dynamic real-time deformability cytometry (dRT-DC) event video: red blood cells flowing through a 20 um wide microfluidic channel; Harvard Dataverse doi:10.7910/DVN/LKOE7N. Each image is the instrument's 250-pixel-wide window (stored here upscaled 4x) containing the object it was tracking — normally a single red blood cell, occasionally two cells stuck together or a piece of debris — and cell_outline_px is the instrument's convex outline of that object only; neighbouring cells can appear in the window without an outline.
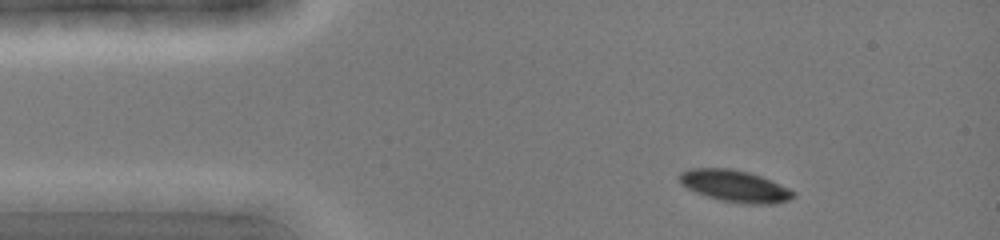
{"species": "common noctule bat (a hibernating species)", "species_latin": "Nyctalus noctula", "temperature_condition": "cold", "stored_images_in_passage": 38, "camera_frame_rate_fps": 3000, "um_per_image_px": 0.085, "animal": {"sex": "female", "body_mass_g": 19.0, "forearm_length_mm": 51.5}, "frame": {"image": 1, "passage_image": 4, "time_ms": 1.0, "image_size_px": [1000, 240], "cell_outline_px": [[796, 196], [788, 200], [776, 204], [744, 204], [720, 200], [696, 192], [688, 188], [680, 180], [680, 172], [692, 168], [728, 168], [748, 172], [760, 176], [788, 188], [796, 192]], "centroid_in_image_um": [62.5, 15.82], "position_along_channel_um": 22.5, "area_um2": 20.87}}
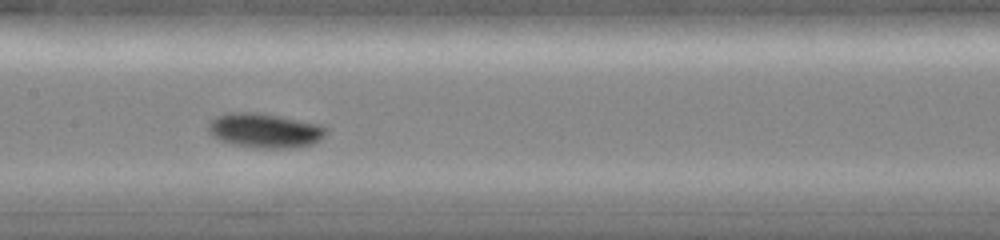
{"frame": {"image": 2, "passage_image": 19, "time_ms": 6.0, "image_size_px": [1000, 240], "cell_outline_px": [[328, 132], [320, 140], [312, 144], [292, 148], [260, 148], [232, 144], [220, 140], [212, 136], [208, 132], [208, 124], [216, 116], [228, 112], [256, 112], [280, 116], [320, 124], [328, 128]], "centroid_in_image_um": [22.52, 11.09], "position_along_channel_um": 184.9, "area_um2": 23.87}}
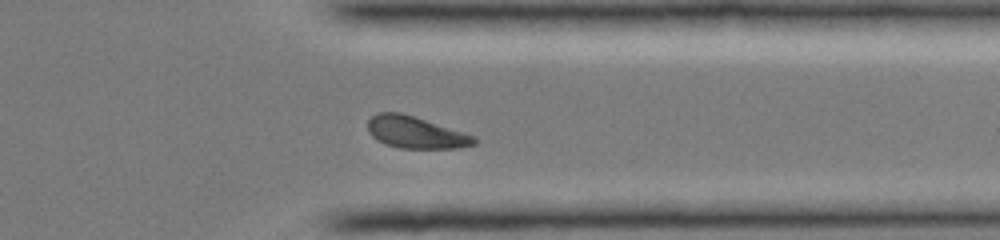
{"frame": {"image": 3, "passage_image": 32, "time_ms": 10.333, "image_size_px": [1000, 240], "cell_outline_px": [[476, 144], [456, 148], [400, 148], [384, 144], [376, 140], [368, 132], [368, 120], [376, 112], [400, 112], [472, 136], [476, 140]], "centroid_in_image_um": [35.23, 11.26], "position_along_channel_um": 376.2, "area_um2": 19.31}}